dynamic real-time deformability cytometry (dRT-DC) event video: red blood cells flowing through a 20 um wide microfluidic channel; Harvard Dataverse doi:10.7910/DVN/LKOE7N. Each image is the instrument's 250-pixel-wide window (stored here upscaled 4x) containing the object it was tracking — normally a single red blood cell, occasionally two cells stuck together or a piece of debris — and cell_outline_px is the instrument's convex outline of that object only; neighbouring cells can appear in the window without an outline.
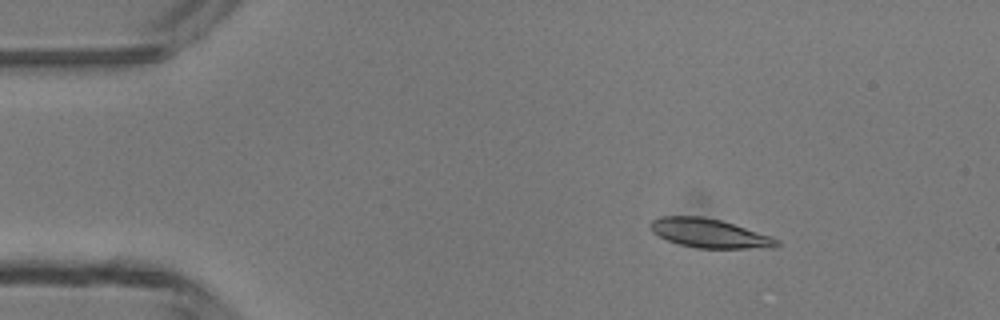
{"species": "common noctule bat (a hibernating species)", "species_latin": "Nyctalus noctula", "temperature_condition": "room temperature", "stored_images_in_passage": 4, "camera_frame_rate_fps": 3000, "um_per_image_px": 0.085, "animal": {"sex": "male", "body_mass_g": 13.3}, "frame": {"image": 1, "passage_image": 2, "time_ms": 1.0, "image_size_px": [1000, 320], "cell_outline_px": [[780, 244], [776, 248], [696, 248], [680, 244], [668, 240], [652, 232], [648, 228], [648, 224], [652, 220], [660, 216], [704, 216], [720, 220], [772, 236], [780, 240]], "centroid_in_image_um": [60.3, 19.83], "position_along_channel_um": 24.7, "area_um2": 21.5}}
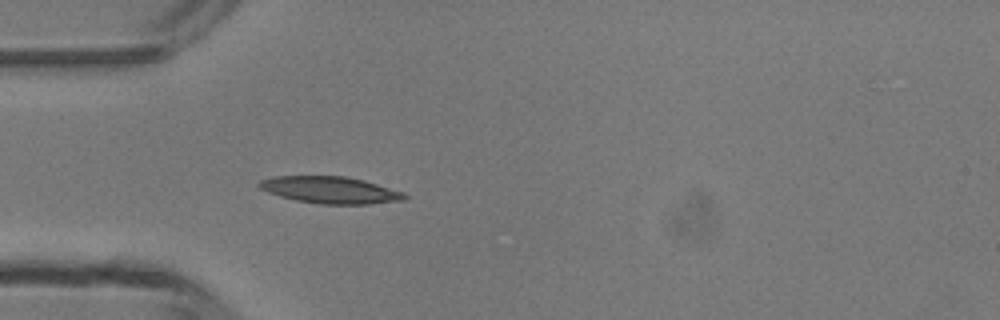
{"frame": {"image": 2, "passage_image": 4, "time_ms": 3.333, "image_size_px": [1000, 320], "cell_outline_px": [[408, 196], [404, 200], [368, 204], [320, 204], [296, 200], [280, 196], [268, 192], [260, 188], [256, 184], [260, 180], [276, 176], [344, 176], [364, 180], [404, 192]], "centroid_in_image_um": [28.08, 16.15], "position_along_channel_um": 56.9, "area_um2": 22.72}}